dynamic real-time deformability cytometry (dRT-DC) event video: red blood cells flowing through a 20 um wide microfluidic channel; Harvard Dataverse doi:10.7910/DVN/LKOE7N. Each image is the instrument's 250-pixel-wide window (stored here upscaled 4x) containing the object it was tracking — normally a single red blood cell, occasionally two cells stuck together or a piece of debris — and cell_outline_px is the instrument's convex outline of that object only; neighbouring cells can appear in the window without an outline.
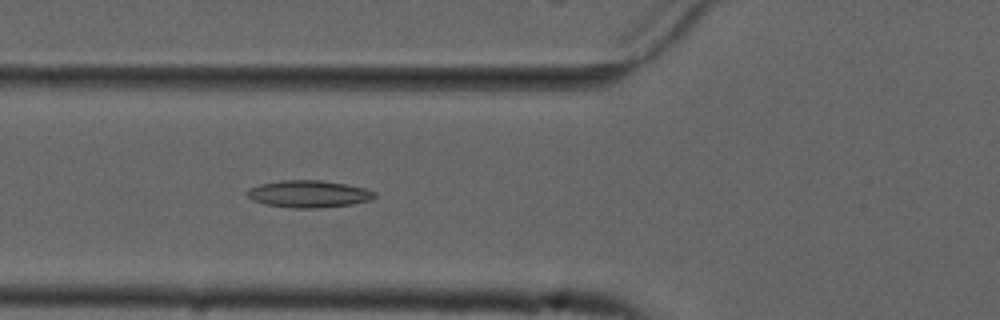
{"species": "common noctule bat (a hibernating species)", "species_latin": "Nyctalus noctula", "temperature_condition": "cold", "stored_images_in_passage": 50, "camera_frame_rate_fps": 3000, "um_per_image_px": 0.085, "animal": {"sex": "male", "forearm_length_mm": 52.5}, "frame": {"image": 1, "passage_image": 16, "time_ms": 5.0, "image_size_px": [1000, 320], "cell_outline_px": [[376, 196], [368, 200], [352, 204], [316, 208], [292, 208], [264, 204], [252, 200], [244, 192], [260, 184], [280, 180], [320, 180], [344, 184], [364, 188], [376, 192]], "centroid_in_image_um": [26.2, 16.48], "position_along_channel_um": 99.6, "area_um2": 20.0}}
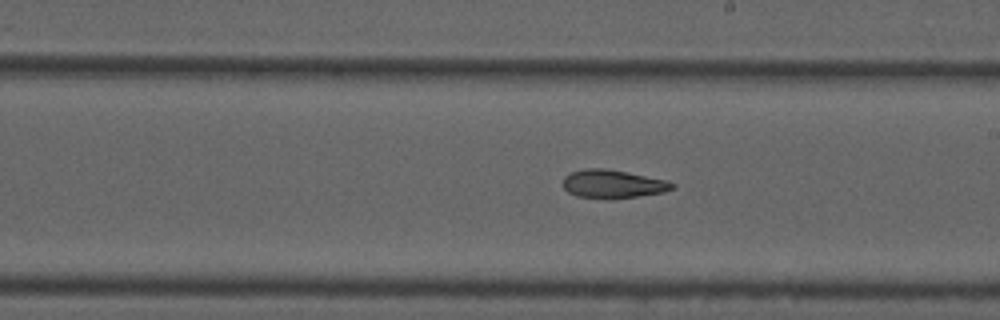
{"frame": {"image": 2, "passage_image": 27, "time_ms": 8.667, "image_size_px": [1000, 320], "cell_outline_px": [[676, 188], [664, 192], [636, 196], [576, 196], [568, 192], [564, 188], [564, 176], [568, 172], [584, 168], [604, 168], [668, 180], [676, 184]], "centroid_in_image_um": [52.11, 15.59], "position_along_channel_um": 236.9, "area_um2": 17.46}}
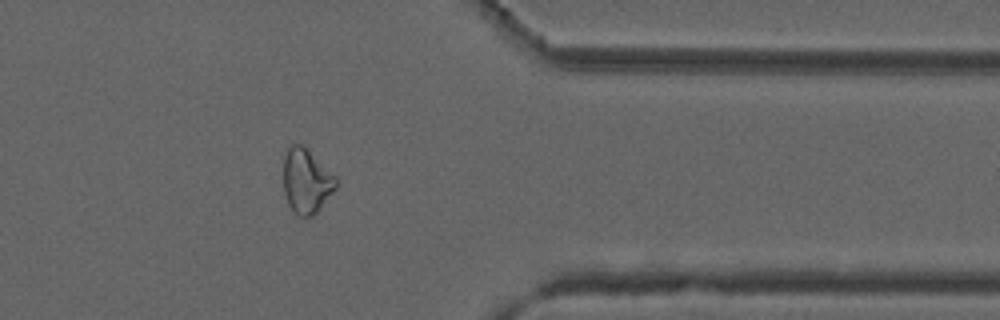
{"frame": {"image": 3, "passage_image": 40, "time_ms": 13.0, "image_size_px": [1000, 320], "cell_outline_px": [[336, 188], [316, 212], [312, 216], [300, 216], [288, 204], [284, 192], [284, 156], [288, 148], [292, 144], [300, 144], [336, 176]], "centroid_in_image_um": [26.03, 15.39], "position_along_channel_um": 385.4, "area_um2": 19.19}, "authors_computed_cell_mechanics": {"area_um2": 19.5653, "velocity_mm_per_s": 3.7389, "shape_relaxation_time_tau1_ms": null, "shape_relaxation_time_tau2_ms": 6.0082, "deformation_change_tau1": null, "deformation_change_tau2": 0.1567}}